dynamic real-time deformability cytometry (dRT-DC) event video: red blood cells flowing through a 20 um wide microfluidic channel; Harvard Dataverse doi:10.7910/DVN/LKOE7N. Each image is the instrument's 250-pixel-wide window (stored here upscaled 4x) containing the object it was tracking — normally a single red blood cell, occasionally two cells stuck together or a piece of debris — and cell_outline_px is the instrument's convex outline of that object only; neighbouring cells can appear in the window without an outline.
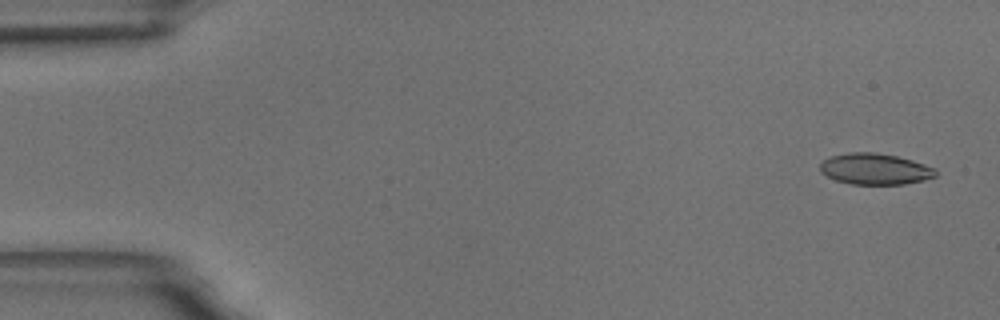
{"species": "common noctule bat (a hibernating species)", "species_latin": "Nyctalus noctula", "temperature_condition": "room temperature", "stored_images_in_passage": 4, "camera_frame_rate_fps": 3000, "um_per_image_px": 0.085, "animal": {"sex": "male", "body_mass_g": 18.8}, "frame": {"image": 1, "passage_image": 1, "time_ms": 0.0, "image_size_px": [1000, 320], "cell_outline_px": [[936, 176], [924, 180], [904, 184], [852, 184], [836, 180], [820, 172], [820, 164], [824, 160], [832, 156], [852, 152], [872, 152], [896, 156], [912, 160], [936, 168]], "centroid_in_image_um": [74.39, 14.37], "position_along_channel_um": 10.6, "area_um2": 20.81}}
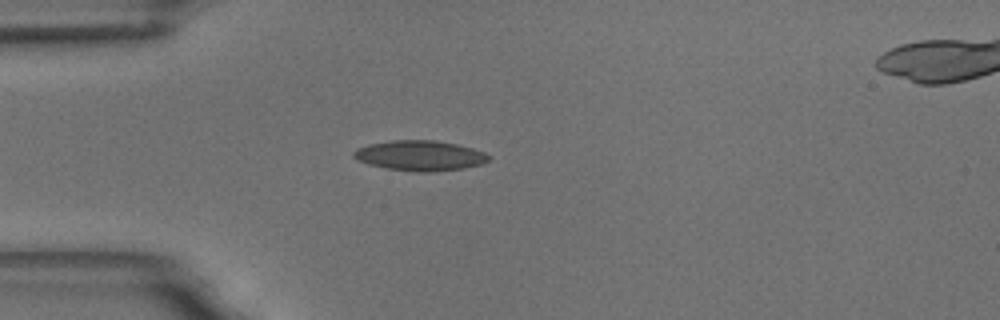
{"frame": {"image": 2, "passage_image": 4, "time_ms": 4.333, "image_size_px": [1000, 320], "cell_outline_px": [[492, 156], [488, 160], [480, 164], [464, 168], [428, 172], [416, 172], [388, 168], [368, 164], [356, 160], [352, 156], [352, 152], [356, 148], [368, 144], [392, 140], [436, 140], [456, 144], [472, 148], [484, 152]], "centroid_in_image_um": [35.66, 13.22], "position_along_channel_um": 49.3, "area_um2": 23.81}}